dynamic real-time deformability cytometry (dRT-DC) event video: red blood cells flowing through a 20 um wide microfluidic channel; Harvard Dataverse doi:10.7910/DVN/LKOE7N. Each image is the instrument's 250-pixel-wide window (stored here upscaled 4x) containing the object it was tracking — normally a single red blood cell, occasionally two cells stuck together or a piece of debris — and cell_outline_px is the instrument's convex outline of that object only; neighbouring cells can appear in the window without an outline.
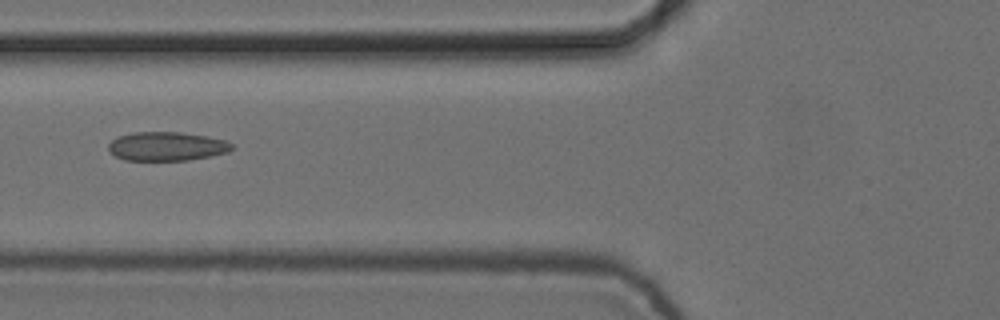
{"species": "common noctule bat (a hibernating species)", "species_latin": "Nyctalus noctula", "temperature_condition": "cold", "stored_images_in_passage": 6, "camera_frame_rate_fps": 3000, "um_per_image_px": 0.085, "animal": {"sex": "female", "body_mass_g": 24.6, "forearm_length_mm": 56.2}, "frame": {"image": 1, "passage_image": 4, "time_ms": 1.0, "image_size_px": [1000, 320], "cell_outline_px": [[232, 148], [228, 152], [188, 160], [124, 160], [116, 156], [108, 148], [108, 144], [116, 136], [132, 132], [180, 132], [208, 136], [224, 140], [232, 144]], "centroid_in_image_um": [14.14, 12.42], "position_along_channel_um": 111.7, "area_um2": 20.69}}
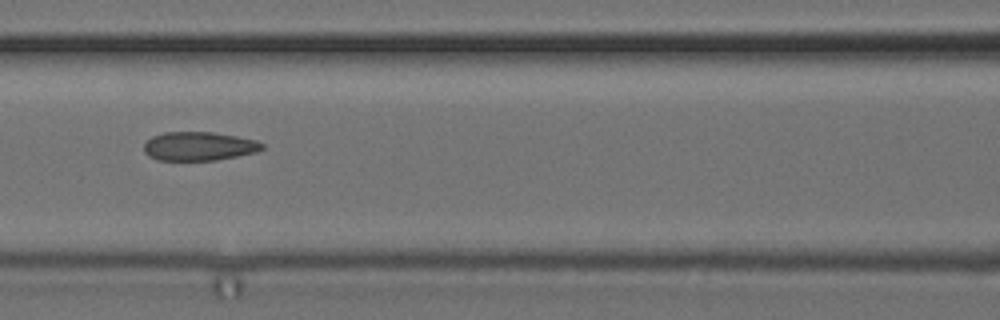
{"frame": {"image": 2, "passage_image": 5, "time_ms": 1.333, "image_size_px": [1000, 320], "cell_outline_px": [[264, 148], [256, 152], [216, 160], [156, 160], [148, 156], [144, 152], [144, 144], [152, 136], [164, 132], [212, 132], [236, 136], [256, 140], [264, 144]], "centroid_in_image_um": [16.89, 12.43], "position_along_channel_um": 149.7, "area_um2": 19.83}}
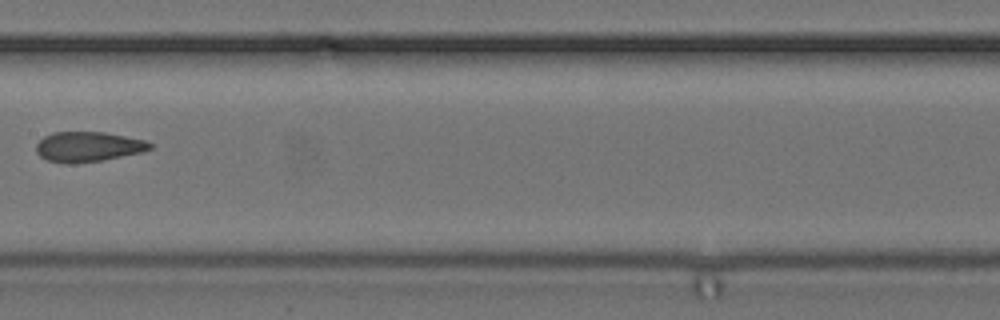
{"frame": {"image": 3, "passage_image": 6, "time_ms": 1.667, "image_size_px": [1000, 320], "cell_outline_px": [[152, 148], [144, 152], [100, 160], [72, 164], [64, 164], [48, 160], [40, 156], [36, 152], [36, 144], [44, 136], [52, 132], [104, 132], [144, 140], [152, 144]], "centroid_in_image_um": [7.46, 12.47], "position_along_channel_um": 199.9, "area_um2": 19.88}}